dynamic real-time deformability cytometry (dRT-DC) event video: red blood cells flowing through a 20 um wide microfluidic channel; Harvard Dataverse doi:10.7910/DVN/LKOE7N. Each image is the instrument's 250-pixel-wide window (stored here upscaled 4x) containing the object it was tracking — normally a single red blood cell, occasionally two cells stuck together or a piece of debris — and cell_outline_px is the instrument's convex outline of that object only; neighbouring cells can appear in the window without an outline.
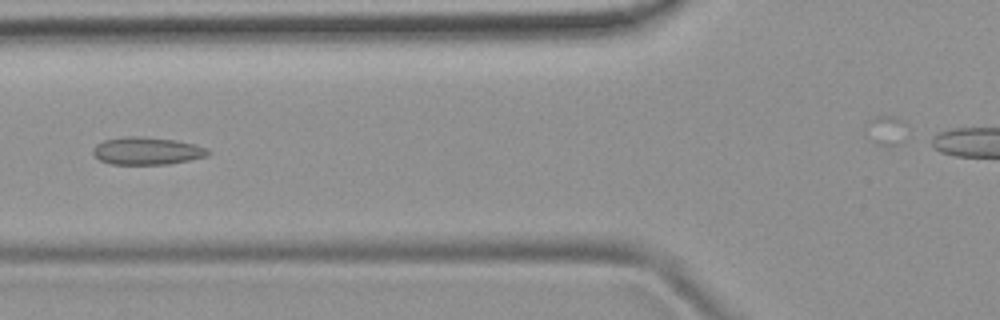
{"species": "common noctule bat (a hibernating species)", "species_latin": "Nyctalus noctula", "temperature_condition": "room temperature", "stored_images_in_passage": 36, "camera_frame_rate_fps": 3000, "um_per_image_px": 0.085, "animal": {"sex": "female", "body_mass_g": 19.9}, "frame": {"image": 1, "passage_image": 11, "time_ms": 3.333, "image_size_px": [1000, 320], "cell_outline_px": [[212, 152], [208, 156], [168, 164], [112, 164], [100, 160], [92, 156], [92, 148], [96, 144], [104, 140], [124, 136], [140, 136], [176, 140], [208, 148]], "centroid_in_image_um": [12.46, 12.82], "position_along_channel_um": 113.3, "area_um2": 18.61}}
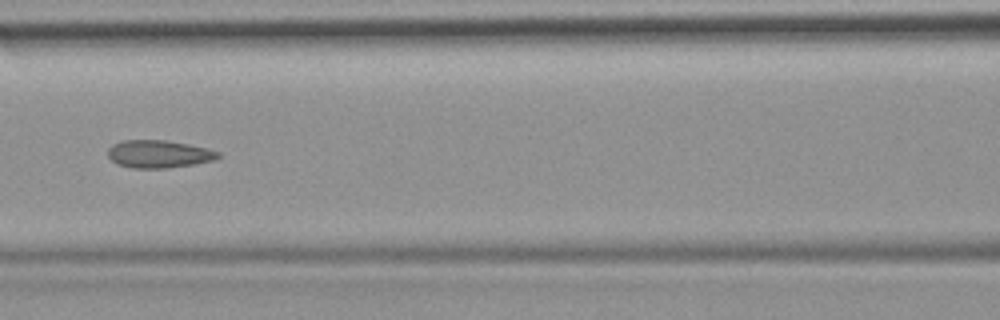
{"frame": {"image": 2, "passage_image": 14, "time_ms": 4.333, "image_size_px": [1000, 320], "cell_outline_px": [[220, 156], [216, 160], [168, 168], [132, 168], [116, 164], [108, 156], [108, 148], [112, 144], [124, 140], [164, 140], [188, 144], [220, 152]], "centroid_in_image_um": [13.47, 13.09], "position_along_channel_um": 153.1, "area_um2": 17.74}}
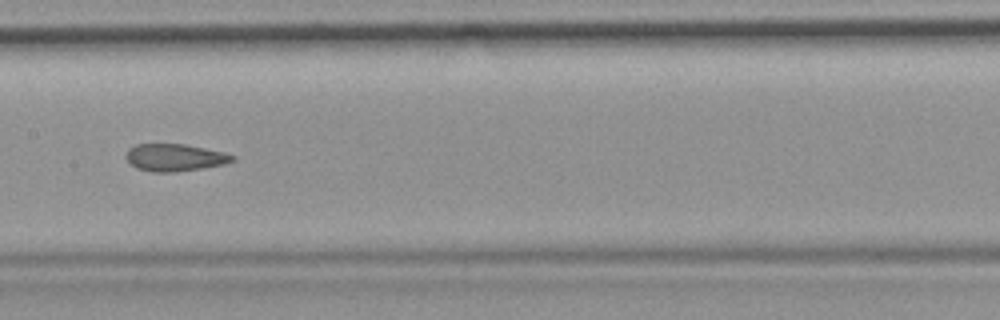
{"frame": {"image": 3, "passage_image": 17, "time_ms": 5.333, "image_size_px": [1000, 320], "cell_outline_px": [[236, 160], [224, 164], [200, 168], [172, 172], [152, 172], [136, 168], [124, 156], [128, 148], [136, 144], [184, 144], [224, 152], [236, 156]], "centroid_in_image_um": [14.85, 13.38], "position_along_channel_um": 192.6, "area_um2": 16.88}, "authors_computed_cell_mechanics": {"area_um2": 17.6579, "velocity_mm_per_s": 3.9698, "shape_relaxation_time_tau1_ms": null, "shape_relaxation_time_tau2_ms": 2.2139, "deformation_change_tau1": null, "deformation_change_tau2": 0.1099}}